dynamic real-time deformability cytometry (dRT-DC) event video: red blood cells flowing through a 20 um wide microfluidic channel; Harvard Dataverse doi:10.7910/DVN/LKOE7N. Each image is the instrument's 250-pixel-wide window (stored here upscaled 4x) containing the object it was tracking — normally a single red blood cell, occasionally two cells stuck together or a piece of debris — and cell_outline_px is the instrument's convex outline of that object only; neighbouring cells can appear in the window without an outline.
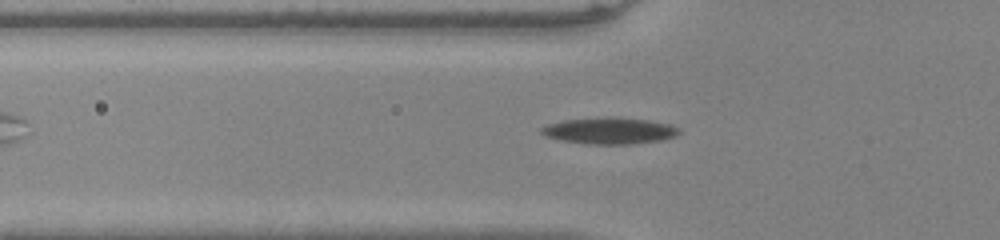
{"species": "common noctule bat (a hibernating species)", "species_latin": "Nyctalus noctula", "temperature_condition": "warm", "stored_images_in_passage": 45, "camera_frame_rate_fps": 3000, "um_per_image_px": 0.085, "animal": {"sex": "male", "body_mass_g": 20.0, "forearm_length_mm": 53.3}, "frame": {"image": 1, "passage_image": 10, "time_ms": 3.0, "image_size_px": [1000, 240], "cell_outline_px": [[680, 132], [676, 136], [660, 140], [632, 144], [584, 144], [560, 140], [544, 136], [540, 132], [540, 128], [548, 124], [564, 120], [612, 116], [648, 120], [668, 124], [680, 128]], "centroid_in_image_um": [51.78, 11.11], "position_along_channel_um": 74.0, "area_um2": 21.39}}
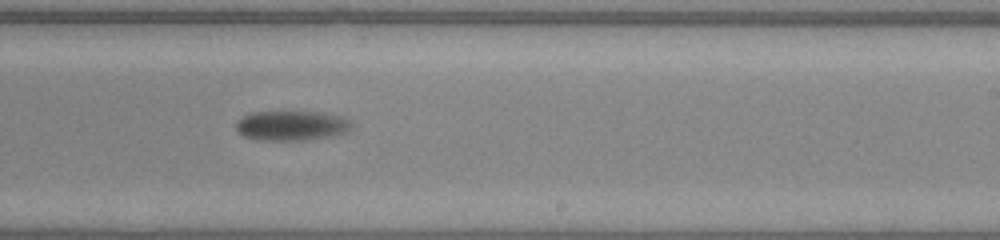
{"frame": {"image": 2, "passage_image": 25, "time_ms": 8.0, "image_size_px": [1000, 240], "cell_outline_px": [[352, 124], [348, 132], [332, 136], [304, 140], [256, 140], [244, 136], [236, 132], [236, 120], [252, 112], [324, 112], [340, 116], [352, 120]], "centroid_in_image_um": [24.78, 10.68], "position_along_channel_um": 264.2, "area_um2": 20.29}}
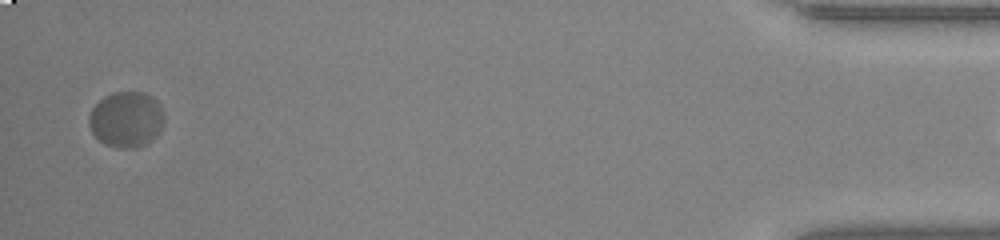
{"frame": {"image": 3, "passage_image": 44, "time_ms": 14.333, "image_size_px": [1000, 240], "cell_outline_px": [[164, 120], [160, 132], [144, 144], [136, 148], [116, 148], [104, 144], [92, 132], [88, 124], [88, 116], [92, 108], [104, 96], [112, 92], [144, 92], [156, 100], [160, 104], [164, 112]], "centroid_in_image_um": [10.73, 10.14], "position_along_channel_um": 424.5, "area_um2": 24.57}}